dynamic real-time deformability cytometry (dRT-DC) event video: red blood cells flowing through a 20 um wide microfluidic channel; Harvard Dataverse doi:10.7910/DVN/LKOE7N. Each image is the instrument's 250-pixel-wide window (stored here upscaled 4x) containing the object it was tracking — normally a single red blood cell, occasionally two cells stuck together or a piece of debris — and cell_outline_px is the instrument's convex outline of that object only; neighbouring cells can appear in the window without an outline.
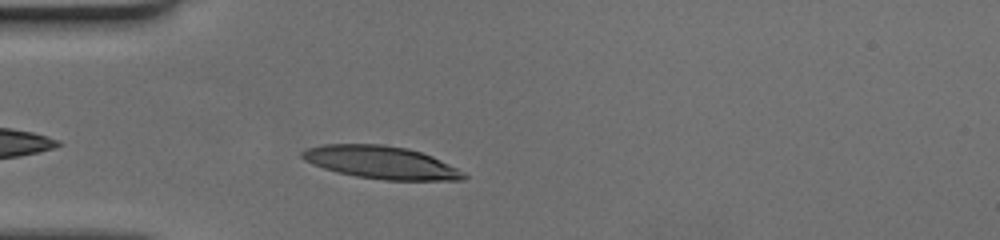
{"species": "human", "species_latin": "Homo sapiens", "temperature_condition": "cold", "stored_images_in_passage": 30, "camera_frame_rate_fps": 3000, "um_per_image_px": 0.085, "donor": {"sex": "female"}, "frame": {"image": 1, "passage_image": 3, "time_ms": 0.667, "image_size_px": [1000, 240], "cell_outline_px": [[468, 176], [464, 180], [384, 180], [356, 176], [336, 172], [312, 164], [304, 160], [300, 156], [300, 152], [308, 148], [324, 144], [380, 144], [408, 148], [432, 156], [464, 172]], "centroid_in_image_um": [32.38, 13.81], "position_along_channel_um": 52.6, "area_um2": 30.75}}
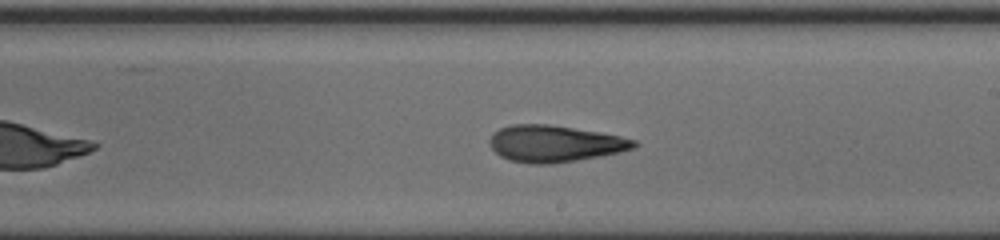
{"frame": {"image": 2, "passage_image": 18, "time_ms": 5.667, "image_size_px": [1000, 240], "cell_outline_px": [[636, 148], [620, 152], [600, 156], [552, 164], [532, 164], [508, 160], [500, 156], [492, 148], [488, 140], [492, 132], [500, 128], [512, 124], [548, 124], [600, 132], [620, 136], [636, 140]], "centroid_in_image_um": [47.12, 12.21], "position_along_channel_um": 241.9, "area_um2": 30.92}}
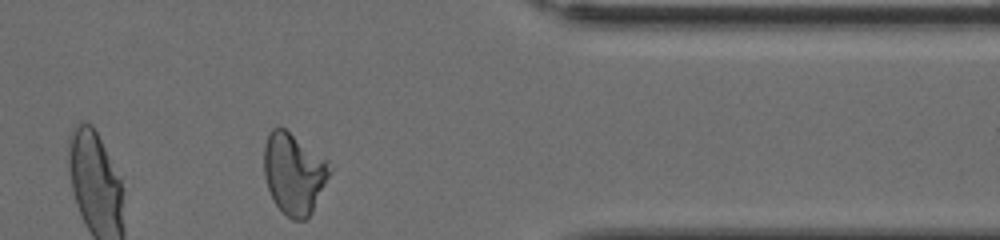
{"frame": {"image": 3, "passage_image": 30, "time_ms": 9.667, "image_size_px": [1000, 240], "cell_outline_px": [[332, 172], [312, 212], [304, 220], [292, 220], [276, 204], [268, 188], [264, 176], [264, 144], [272, 128], [284, 128], [328, 160]], "centroid_in_image_um": [25.0, 14.75], "position_along_channel_um": 386.4, "area_um2": 30.87}}